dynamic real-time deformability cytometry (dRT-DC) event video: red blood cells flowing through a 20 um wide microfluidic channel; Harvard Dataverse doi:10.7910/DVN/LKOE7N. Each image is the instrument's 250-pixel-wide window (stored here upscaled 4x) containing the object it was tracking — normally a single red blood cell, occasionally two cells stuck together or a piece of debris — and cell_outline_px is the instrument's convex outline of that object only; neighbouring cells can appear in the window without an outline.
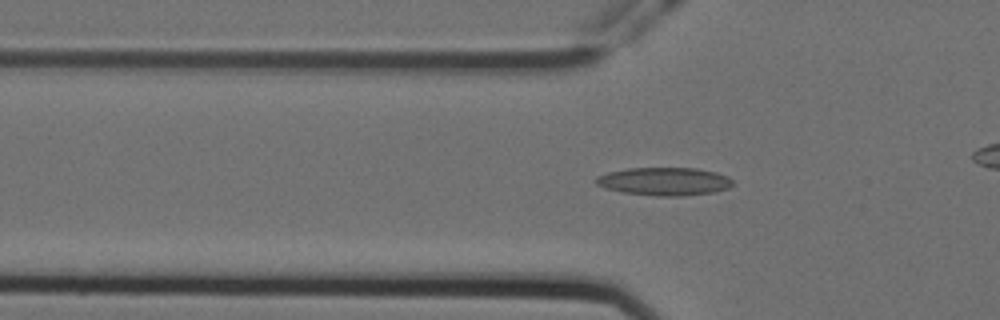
{"species": "Egyptian fruit bat (a non-hibernating species)", "species_latin": "Rousettus aegyptiacus", "temperature_condition": "cold", "stored_images_in_passage": 37, "camera_frame_rate_fps": 3000, "um_per_image_px": 0.085, "animal": {"sex": "female"}, "frame": {"image": 1, "passage_image": 9, "time_ms": 2.667, "image_size_px": [1000, 320], "cell_outline_px": [[732, 184], [728, 188], [712, 192], [684, 196], [656, 196], [620, 192], [604, 188], [596, 184], [592, 180], [596, 176], [608, 172], [628, 168], [696, 168], [716, 172], [728, 176], [732, 180]], "centroid_in_image_um": [56.41, 15.42], "position_along_channel_um": 69.4, "area_um2": 22.54}}
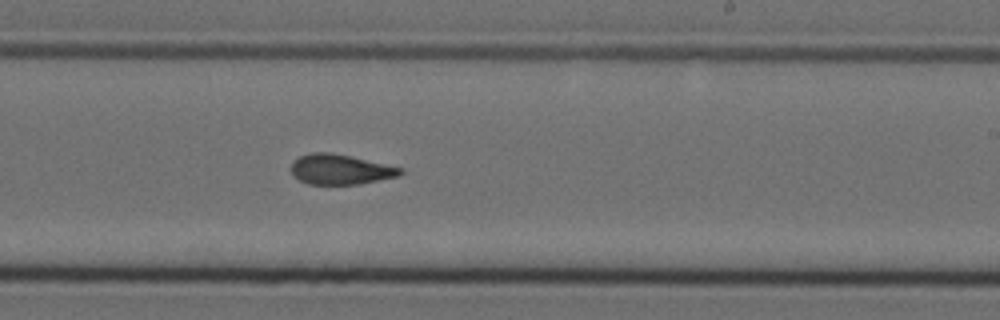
{"frame": {"image": 2, "passage_image": 25, "time_ms": 8.0, "image_size_px": [1000, 320], "cell_outline_px": [[404, 172], [400, 176], [360, 184], [308, 184], [292, 176], [292, 164], [300, 156], [312, 152], [332, 152], [404, 168]], "centroid_in_image_um": [28.97, 14.4], "position_along_channel_um": 260.0, "area_um2": 19.19}}
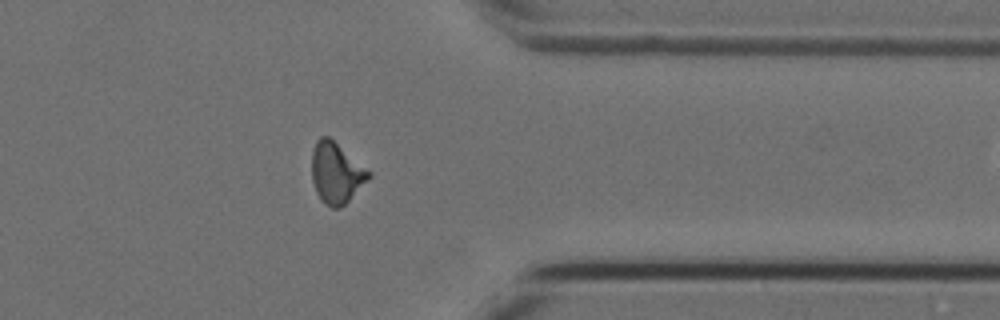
{"frame": {"image": 3, "passage_image": 36, "time_ms": 11.667, "image_size_px": [1000, 320], "cell_outline_px": [[372, 176], [340, 208], [332, 208], [324, 204], [320, 200], [316, 192], [312, 180], [312, 152], [316, 140], [320, 136], [328, 136], [372, 172]], "centroid_in_image_um": [28.57, 14.7], "position_along_channel_um": 382.8, "area_um2": 20.17}}